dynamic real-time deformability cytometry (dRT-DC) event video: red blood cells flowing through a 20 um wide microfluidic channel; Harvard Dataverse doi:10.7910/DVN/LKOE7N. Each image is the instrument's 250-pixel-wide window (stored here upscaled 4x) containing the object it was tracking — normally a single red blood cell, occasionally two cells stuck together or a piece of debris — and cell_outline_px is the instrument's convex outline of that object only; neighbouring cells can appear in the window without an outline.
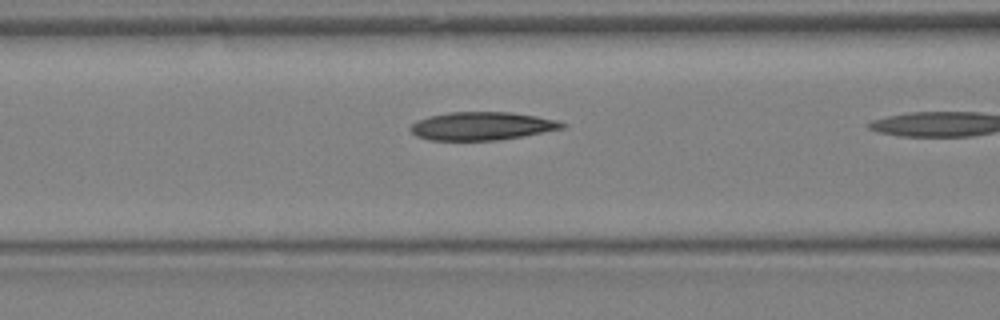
{"species": "Egyptian fruit bat (a non-hibernating species)", "species_latin": "Rousettus aegyptiacus", "temperature_condition": "warm", "stored_images_in_passage": 7, "camera_frame_rate_fps": 3000, "um_per_image_px": 0.085, "animal": {"sex": "female"}, "frame": {"image": 1, "passage_image": 6, "time_ms": 1.667, "image_size_px": [1000, 320], "cell_outline_px": [[568, 124], [564, 128], [500, 140], [428, 140], [416, 136], [408, 128], [416, 120], [428, 116], [448, 112], [512, 112], [536, 116], [556, 120]], "centroid_in_image_um": [40.93, 10.71], "position_along_channel_um": 125.7, "area_um2": 24.97}}